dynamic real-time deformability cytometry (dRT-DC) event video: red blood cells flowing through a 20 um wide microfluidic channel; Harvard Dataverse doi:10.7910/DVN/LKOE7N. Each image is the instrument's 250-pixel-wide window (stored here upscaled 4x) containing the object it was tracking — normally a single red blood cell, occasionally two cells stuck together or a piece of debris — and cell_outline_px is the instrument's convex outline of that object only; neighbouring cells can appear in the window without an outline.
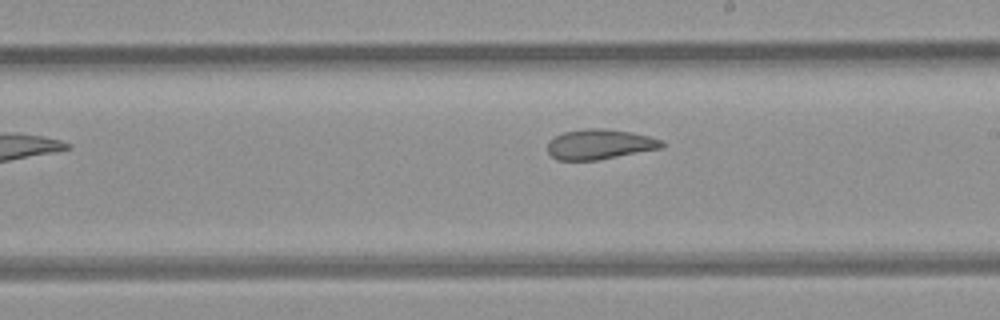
{"species": "common noctule bat (a hibernating species)", "species_latin": "Nyctalus noctula", "temperature_condition": "room temperature", "stored_images_in_passage": 10, "camera_frame_rate_fps": 3000, "um_per_image_px": 0.085, "animal": {"sex": "female", "body_mass_g": 21.9}, "frame": {"image": 1, "passage_image": 9, "time_ms": 2.667, "image_size_px": [1000, 320], "cell_outline_px": [[664, 148], [600, 160], [556, 160], [548, 152], [548, 140], [564, 132], [584, 128], [604, 128], [632, 132], [664, 140]], "centroid_in_image_um": [51.01, 12.27], "position_along_channel_um": 238.0, "area_um2": 20.35}}
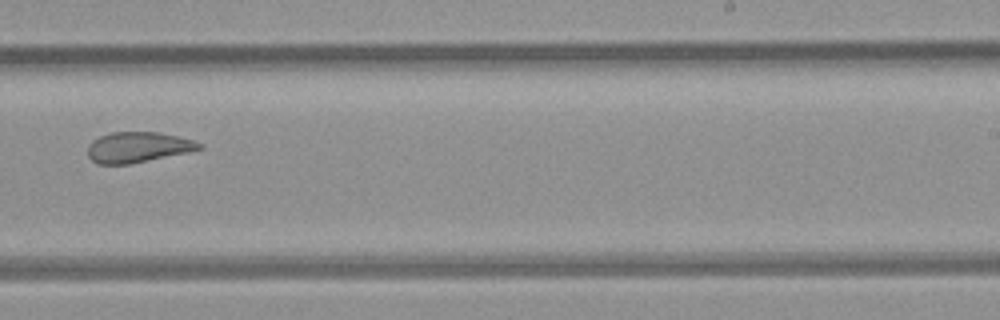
{"frame": {"image": 2, "passage_image": 10, "time_ms": 3.0, "image_size_px": [1000, 320], "cell_outline_px": [[204, 148], [188, 152], [128, 164], [96, 164], [88, 156], [88, 144], [92, 140], [100, 136], [112, 132], [160, 132], [192, 140], [204, 144]], "centroid_in_image_um": [11.71, 12.51], "position_along_channel_um": 277.3, "area_um2": 19.77}}